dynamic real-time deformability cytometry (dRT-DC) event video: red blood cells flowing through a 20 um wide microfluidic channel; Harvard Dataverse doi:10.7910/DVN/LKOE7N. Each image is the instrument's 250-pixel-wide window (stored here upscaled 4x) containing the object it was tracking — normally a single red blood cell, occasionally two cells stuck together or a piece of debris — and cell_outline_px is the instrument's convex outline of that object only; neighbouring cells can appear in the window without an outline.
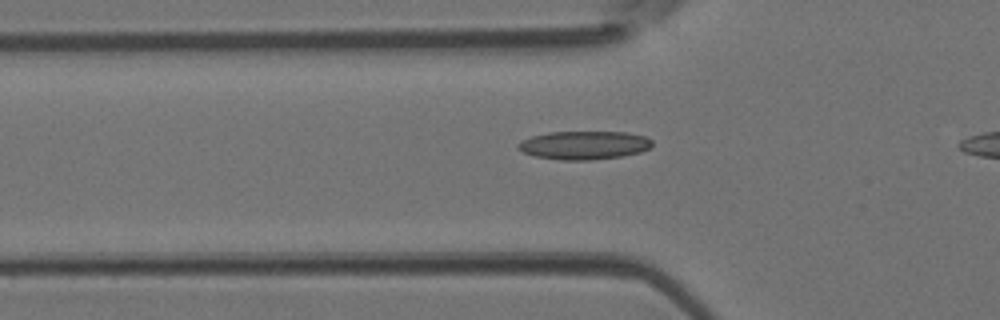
{"species": "Egyptian fruit bat (a non-hibernating species)", "species_latin": "Rousettus aegyptiacus", "temperature_condition": "room temperature", "stored_images_in_passage": 27, "camera_frame_rate_fps": 3000, "um_per_image_px": 0.085, "animal": {"sex": "female"}, "frame": {"image": 1, "passage_image": 5, "time_ms": 1.333, "image_size_px": [1000, 320], "cell_outline_px": [[652, 144], [648, 148], [640, 152], [620, 156], [592, 160], [560, 160], [536, 156], [524, 152], [516, 148], [516, 144], [532, 136], [548, 132], [628, 132], [644, 136], [652, 140]], "centroid_in_image_um": [49.64, 12.34], "position_along_channel_um": 76.2, "area_um2": 22.08}}
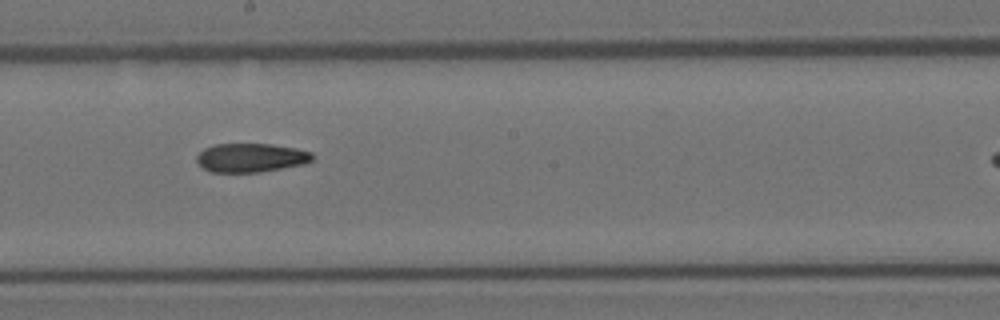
{"frame": {"image": 2, "passage_image": 15, "time_ms": 4.667, "image_size_px": [1000, 320], "cell_outline_px": [[312, 160], [304, 164], [260, 172], [208, 172], [196, 160], [196, 156], [204, 148], [216, 144], [272, 144], [296, 148], [312, 152]], "centroid_in_image_um": [21.32, 13.4], "position_along_channel_um": 226.9, "area_um2": 19.42}}
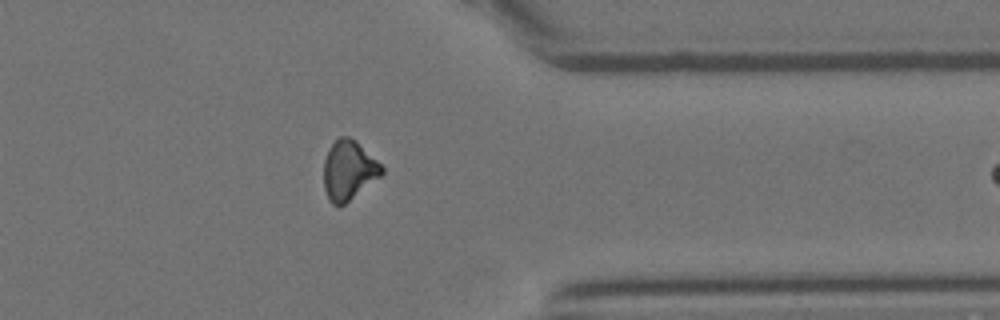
{"frame": {"image": 3, "passage_image": 26, "time_ms": 8.333, "image_size_px": [1000, 320], "cell_outline_px": [[384, 172], [380, 176], [344, 204], [332, 204], [328, 200], [324, 188], [324, 160], [328, 148], [340, 136], [348, 136], [356, 140], [384, 168]], "centroid_in_image_um": [29.61, 14.45], "position_along_channel_um": 381.8, "area_um2": 19.83}}